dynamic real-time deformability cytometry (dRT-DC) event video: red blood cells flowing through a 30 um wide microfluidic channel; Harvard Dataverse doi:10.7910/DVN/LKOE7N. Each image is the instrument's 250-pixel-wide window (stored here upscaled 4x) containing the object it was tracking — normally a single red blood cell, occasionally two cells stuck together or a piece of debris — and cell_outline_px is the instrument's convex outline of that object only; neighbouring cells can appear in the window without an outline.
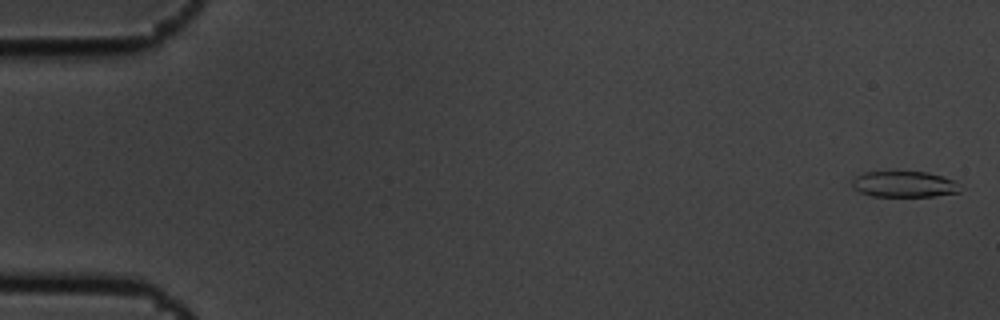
{"species": "common noctule bat (a hibernating species)", "species_latin": "Nyctalus noctula", "temperature_condition": "cold", "stored_images_in_passage": 6, "camera_frame_rate_fps": 3000, "um_per_image_px": 0.085, "animal": {"sex": "male", "body_mass_g": 19.5, "forearm_length_mm": 54.6}, "frame": {"image": 1, "passage_image": 1, "time_ms": 0.0, "image_size_px": [1000, 320], "cell_outline_px": [[960, 192], [936, 196], [872, 196], [860, 192], [852, 188], [852, 180], [856, 176], [864, 172], [928, 172], [952, 180], [960, 184]], "centroid_in_image_um": [76.84, 15.66], "position_along_channel_um": 8.2, "area_um2": 16.3}}